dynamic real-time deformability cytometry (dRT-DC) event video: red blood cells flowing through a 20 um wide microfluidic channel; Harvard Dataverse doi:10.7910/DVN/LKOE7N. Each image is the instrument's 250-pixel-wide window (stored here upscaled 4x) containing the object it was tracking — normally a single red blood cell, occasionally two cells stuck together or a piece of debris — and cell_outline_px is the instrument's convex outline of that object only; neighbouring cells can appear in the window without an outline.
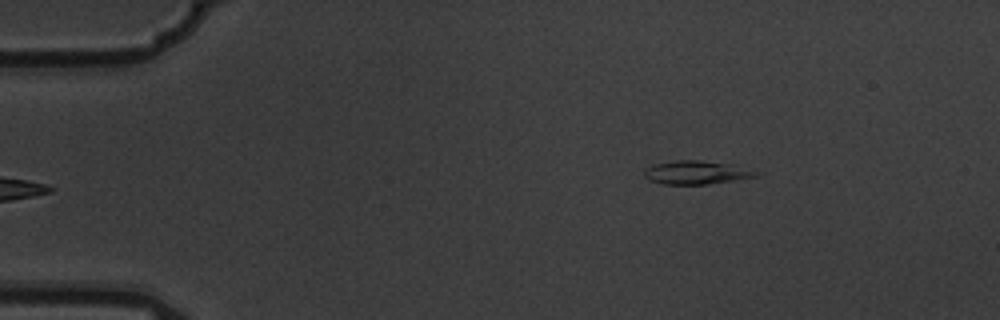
{"species": "common noctule bat (a hibernating species)", "species_latin": "Nyctalus noctula", "temperature_condition": "warm", "stored_images_in_passage": 6, "camera_frame_rate_fps": 3000, "um_per_image_px": 0.085, "animal": {"sex": "male", "body_mass_g": 19.5, "forearm_length_mm": 54.6}, "frame": {"image": 1, "passage_image": 6, "time_ms": 1.667, "image_size_px": [1000, 320], "cell_outline_px": [[764, 172], [756, 176], [708, 184], [664, 184], [648, 180], [644, 176], [644, 168], [652, 164], [676, 160], [700, 160], [732, 164]], "centroid_in_image_um": [59.18, 14.65], "position_along_channel_um": 25.8, "area_um2": 15.43}}